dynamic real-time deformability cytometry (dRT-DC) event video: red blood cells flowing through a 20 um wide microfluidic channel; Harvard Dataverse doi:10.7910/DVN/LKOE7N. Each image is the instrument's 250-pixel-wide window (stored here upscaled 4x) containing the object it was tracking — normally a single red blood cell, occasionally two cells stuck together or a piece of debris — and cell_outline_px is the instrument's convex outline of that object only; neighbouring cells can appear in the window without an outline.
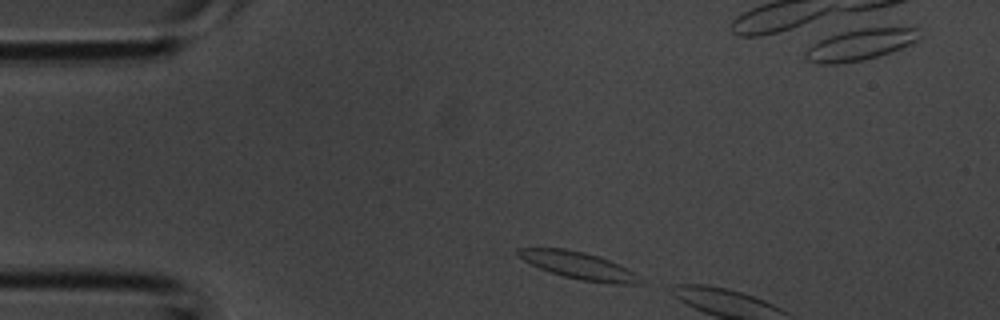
{"species": "common noctule bat (a hibernating species)", "species_latin": "Nyctalus noctula", "temperature_condition": "room temperature", "stored_images_in_passage": 6, "camera_frame_rate_fps": 3000, "um_per_image_px": 0.085, "animal": {"sex": "male", "body_mass_g": 20.1, "forearm_length_mm": 53.5}, "frame": {"image": 1, "passage_image": 1, "time_ms": 0.0, "image_size_px": [1000, 320], "cell_outline_px": [[644, 284], [612, 284], [580, 280], [564, 276], [540, 268], [524, 260], [516, 252], [516, 248], [564, 248], [584, 252], [608, 260], [632, 272], [644, 280]], "centroid_in_image_um": [49.2, 22.58], "position_along_channel_um": 35.8, "area_um2": 18.9}}
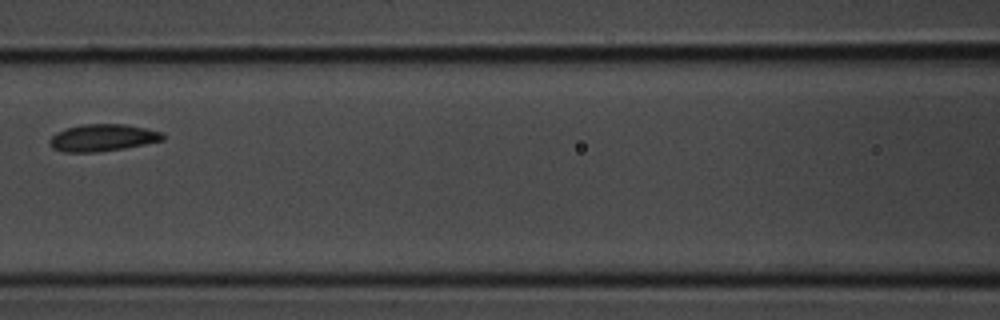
{"frame": {"image": 2, "passage_image": 6, "time_ms": 1.667, "image_size_px": [1000, 320], "cell_outline_px": [[164, 140], [124, 148], [92, 152], [64, 152], [52, 148], [48, 140], [56, 132], [80, 124], [124, 124], [144, 128], [160, 132], [164, 136]], "centroid_in_image_um": [8.68, 11.7], "position_along_channel_um": 157.9, "area_um2": 17.63}}